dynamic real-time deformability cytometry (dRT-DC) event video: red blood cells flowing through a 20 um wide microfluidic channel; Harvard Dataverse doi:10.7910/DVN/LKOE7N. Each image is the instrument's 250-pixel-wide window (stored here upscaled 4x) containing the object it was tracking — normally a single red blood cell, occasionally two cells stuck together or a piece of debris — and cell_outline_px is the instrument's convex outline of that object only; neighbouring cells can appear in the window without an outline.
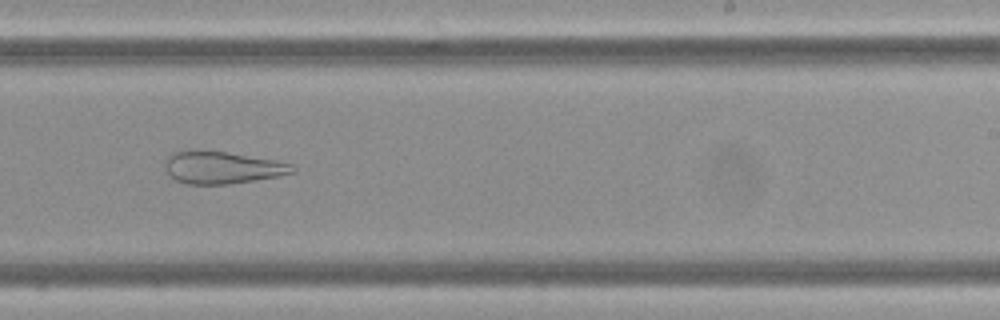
{"species": "Egyptian fruit bat (a non-hibernating species)", "species_latin": "Rousettus aegyptiacus", "temperature_condition": "cold", "stored_images_in_passage": 11, "camera_frame_rate_fps": 3000, "um_per_image_px": 0.085, "frame": {"image": 1, "passage_image": 10, "time_ms": 3.0, "image_size_px": [1000, 320], "cell_outline_px": [[296, 172], [276, 176], [228, 184], [188, 184], [176, 180], [168, 172], [168, 156], [172, 152], [184, 148], [196, 148], [228, 152], [276, 160], [292, 164], [296, 168]], "centroid_in_image_um": [18.88, 14.2], "position_along_channel_um": 270.1, "area_um2": 24.1}}